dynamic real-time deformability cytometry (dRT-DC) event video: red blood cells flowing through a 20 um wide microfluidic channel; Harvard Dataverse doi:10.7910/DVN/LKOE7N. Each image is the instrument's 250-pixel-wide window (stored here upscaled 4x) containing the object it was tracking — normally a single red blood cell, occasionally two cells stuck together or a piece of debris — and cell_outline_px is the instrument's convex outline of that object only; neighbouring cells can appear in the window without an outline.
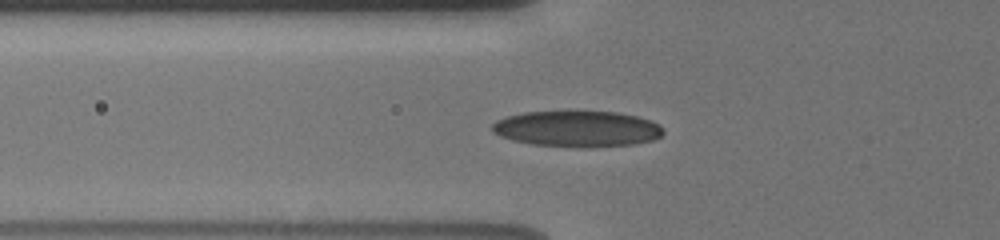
{"species": "human", "species_latin": "Homo sapiens", "temperature_condition": "cold", "stored_images_in_passage": 37, "camera_frame_rate_fps": 3000, "um_per_image_px": 0.085, "donor": {"sex": "male"}, "frame": {"image": 1, "passage_image": 3, "time_ms": 0.667, "image_size_px": [1000, 240], "cell_outline_px": [[664, 132], [660, 136], [652, 140], [632, 144], [588, 148], [576, 148], [532, 144], [512, 140], [500, 136], [492, 132], [492, 124], [496, 120], [508, 116], [524, 112], [564, 108], [576, 108], [616, 112], [636, 116], [652, 120], [660, 124], [664, 128]], "centroid_in_image_um": [49.05, 10.9], "position_along_channel_um": 76.8, "area_um2": 37.57}}
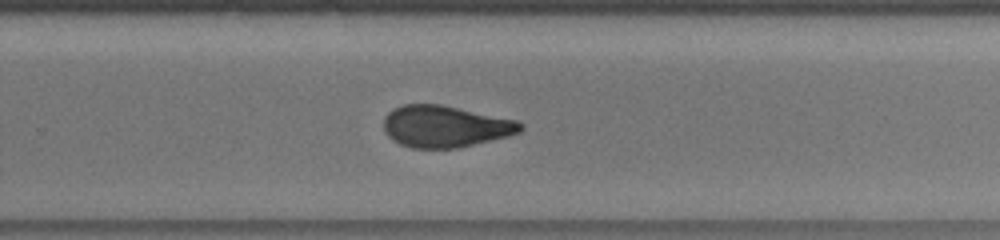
{"frame": {"image": 2, "passage_image": 20, "time_ms": 6.333, "image_size_px": [1000, 240], "cell_outline_px": [[524, 128], [520, 132], [508, 136], [456, 148], [412, 148], [400, 144], [392, 140], [384, 132], [384, 116], [392, 108], [404, 104], [440, 104], [520, 120], [524, 124]], "centroid_in_image_um": [37.85, 10.73], "position_along_channel_um": 292.0, "area_um2": 33.52}}
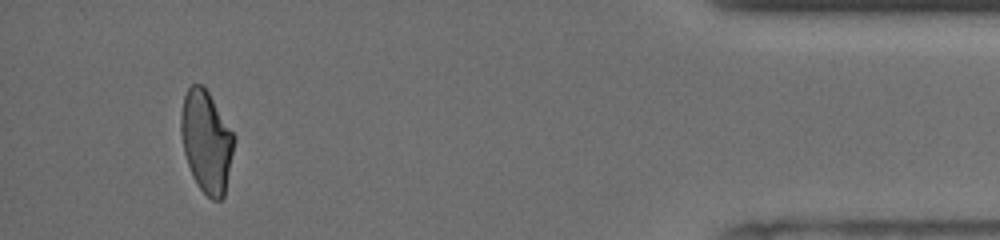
{"frame": {"image": 3, "passage_image": 34, "time_ms": 11.0, "image_size_px": [1000, 240], "cell_outline_px": [[236, 136], [224, 196], [220, 200], [212, 200], [200, 188], [192, 176], [184, 152], [180, 132], [180, 112], [184, 96], [188, 88], [192, 84], [204, 84]], "centroid_in_image_um": [17.54, 11.98], "position_along_channel_um": 417.7, "area_um2": 31.73}, "authors_computed_cell_mechanics": {"area_um2": 34.102, "velocity_mm_per_s": 3.8119, "shape_relaxation_time_tau1_ms": 6.8565, "shape_relaxation_time_tau2_ms": 1.4789, "deformation_change_tau1": 0.1719, "deformation_change_tau2": 0.0739}}